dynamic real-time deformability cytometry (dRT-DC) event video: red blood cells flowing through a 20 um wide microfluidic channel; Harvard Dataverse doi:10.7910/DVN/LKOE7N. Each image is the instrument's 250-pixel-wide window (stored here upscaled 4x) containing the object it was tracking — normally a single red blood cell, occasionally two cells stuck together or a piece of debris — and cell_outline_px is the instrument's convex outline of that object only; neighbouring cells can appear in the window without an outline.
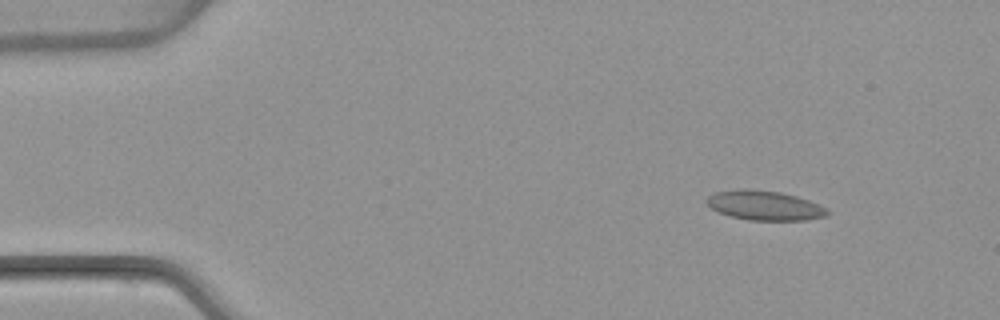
{"species": "common noctule bat (a hibernating species)", "species_latin": "Nyctalus noctula", "temperature_condition": "warm", "stored_images_in_passage": 3, "camera_frame_rate_fps": 3000, "um_per_image_px": 0.085, "animal": {"sex": "female", "body_mass_g": 22.7, "forearm_length_mm": 54.2}, "frame": {"image": 1, "passage_image": 1, "time_ms": 0.0, "image_size_px": [1000, 320], "cell_outline_px": [[828, 212], [824, 216], [808, 220], [748, 220], [732, 216], [720, 212], [712, 208], [704, 200], [708, 196], [716, 192], [744, 188], [780, 192], [796, 196], [808, 200], [828, 208]], "centroid_in_image_um": [64.99, 17.46], "position_along_channel_um": 20.0, "area_um2": 20.58}}
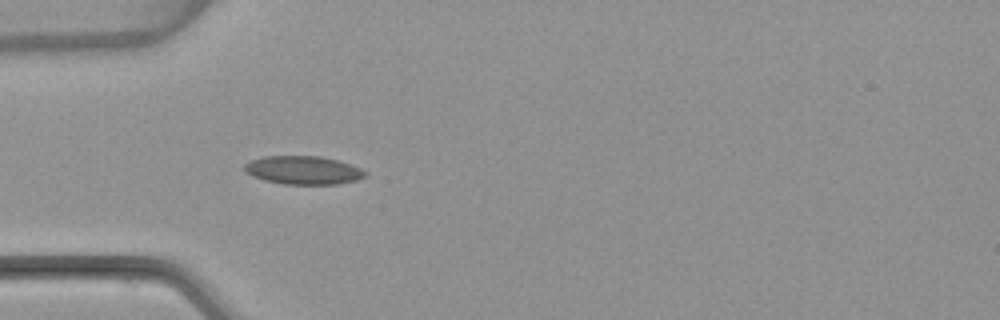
{"frame": {"image": 2, "passage_image": 3, "time_ms": 3.333, "image_size_px": [1000, 320], "cell_outline_px": [[368, 172], [364, 176], [356, 180], [336, 184], [284, 184], [264, 180], [252, 176], [244, 172], [244, 164], [252, 160], [264, 156], [320, 156], [336, 160], [360, 168]], "centroid_in_image_um": [25.73, 14.46], "position_along_channel_um": 59.3, "area_um2": 19.83}}